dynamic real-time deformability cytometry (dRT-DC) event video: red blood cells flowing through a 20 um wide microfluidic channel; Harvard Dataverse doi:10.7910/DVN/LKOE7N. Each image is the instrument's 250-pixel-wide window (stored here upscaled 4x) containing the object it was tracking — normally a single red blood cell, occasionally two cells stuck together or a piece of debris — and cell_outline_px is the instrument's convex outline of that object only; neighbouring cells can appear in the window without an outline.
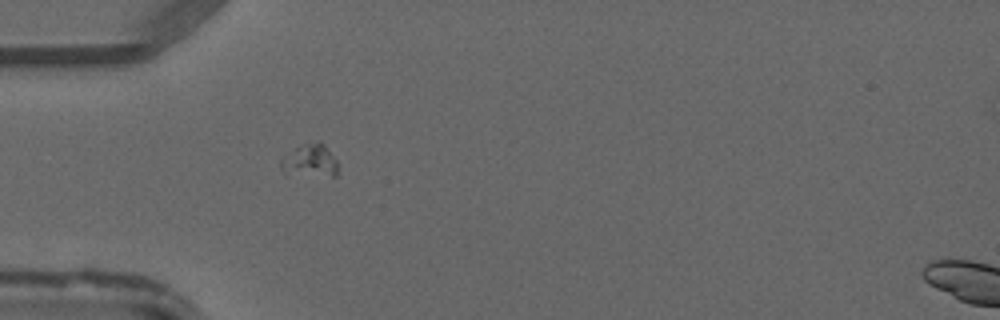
{"species": "common noctule bat (a hibernating species)", "species_latin": "Nyctalus noctula", "temperature_condition": "warm", "stored_images_in_passage": 38, "camera_frame_rate_fps": 3000, "um_per_image_px": 0.085, "animal": {"sex": "male", "forearm_length_mm": 52.5}, "frame": {"image": 1, "passage_image": 4, "time_ms": 1.0, "image_size_px": [1000, 320], "cell_outline_px": [[336, 176], [288, 176], [280, 164], [280, 160], [284, 156], [296, 148], [304, 144], [320, 140], [324, 144], [336, 160]], "centroid_in_image_um": [26.33, 13.69], "position_along_channel_um": 58.7, "area_um2": 10.98}}
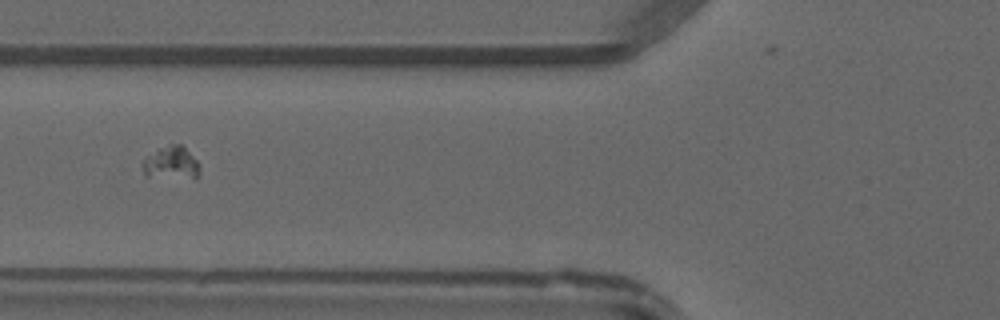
{"frame": {"image": 2, "passage_image": 8, "time_ms": 2.333, "image_size_px": [1000, 320], "cell_outline_px": [[200, 176], [196, 180], [148, 176], [144, 172], [140, 164], [148, 156], [160, 148], [168, 144], [180, 144], [200, 164]], "centroid_in_image_um": [14.6, 13.9], "position_along_channel_um": 111.2, "area_um2": 11.16}}
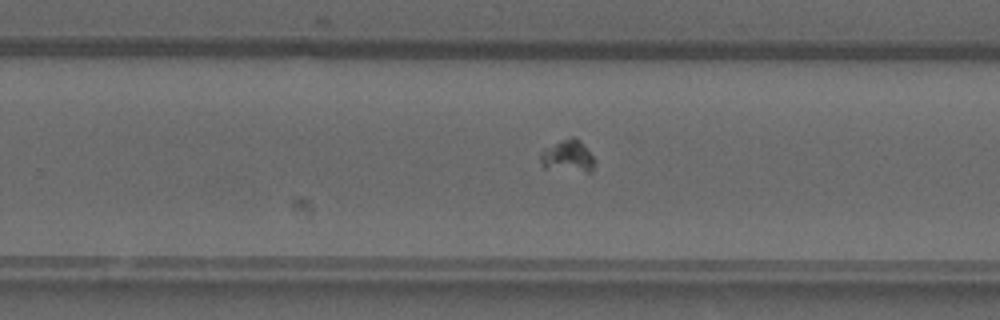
{"frame": {"image": 3, "passage_image": 20, "time_ms": 6.333, "image_size_px": [1000, 320], "cell_outline_px": [[596, 160], [592, 172], [588, 172], [544, 168], [540, 164], [540, 152], [572, 136], [580, 140]], "centroid_in_image_um": [48.29, 13.31], "position_along_channel_um": 281.5, "area_um2": 10.0}}